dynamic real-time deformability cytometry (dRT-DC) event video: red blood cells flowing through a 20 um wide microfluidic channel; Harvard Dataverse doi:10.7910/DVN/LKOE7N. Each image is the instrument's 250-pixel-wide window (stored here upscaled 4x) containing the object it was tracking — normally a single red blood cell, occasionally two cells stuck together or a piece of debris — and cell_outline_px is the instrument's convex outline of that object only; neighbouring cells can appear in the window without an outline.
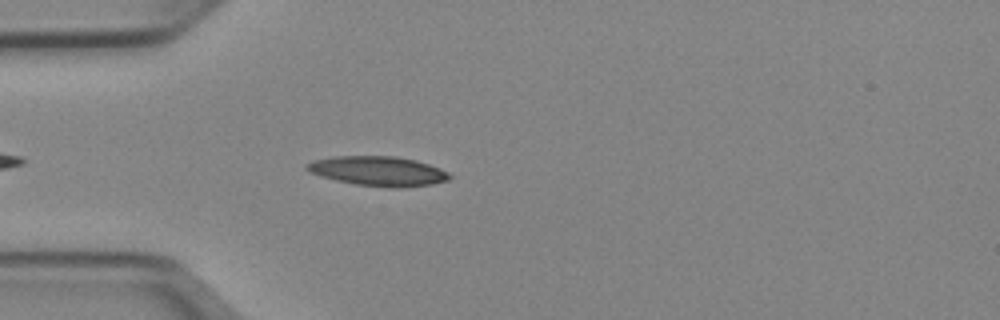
{"species": "Egyptian fruit bat (a non-hibernating species)", "species_latin": "Rousettus aegyptiacus", "temperature_condition": "cold", "stored_images_in_passage": 39, "camera_frame_rate_fps": 3000, "um_per_image_px": 0.085, "animal": {"sex": "female"}, "frame": {"image": 1, "passage_image": 5, "time_ms": 1.333, "image_size_px": [1000, 320], "cell_outline_px": [[452, 176], [448, 180], [432, 184], [404, 188], [388, 188], [356, 184], [336, 180], [320, 176], [304, 168], [304, 164], [312, 160], [336, 156], [396, 156], [416, 160], [440, 168], [448, 172]], "centroid_in_image_um": [32.15, 14.54], "position_along_channel_um": 52.9, "area_um2": 24.8}}
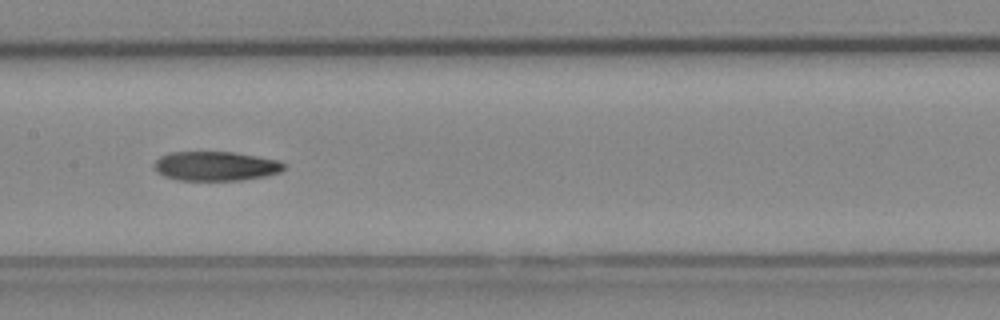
{"frame": {"image": 2, "passage_image": 16, "time_ms": 5.0, "image_size_px": [1000, 320], "cell_outline_px": [[288, 168], [280, 172], [264, 176], [240, 180], [176, 180], [164, 176], [156, 172], [152, 164], [160, 156], [168, 152], [236, 152], [280, 160]], "centroid_in_image_um": [18.33, 14.11], "position_along_channel_um": 189.1, "area_um2": 22.48}}
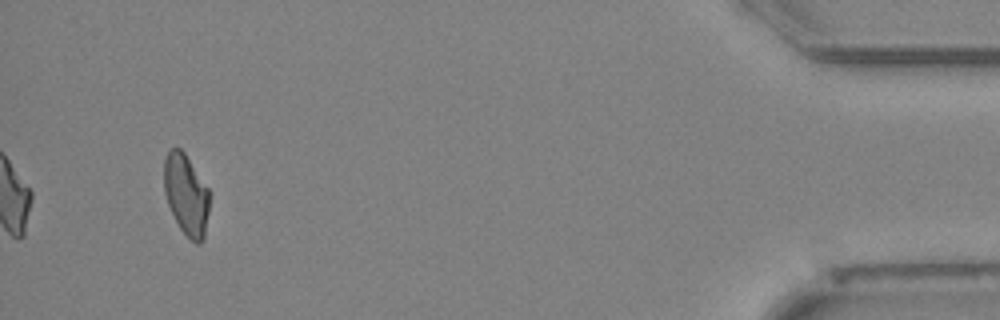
{"frame": {"image": 3, "passage_image": 39, "time_ms": 12.667, "image_size_px": [1000, 320], "cell_outline_px": [[208, 212], [204, 240], [200, 244], [196, 244], [180, 228], [168, 204], [164, 192], [164, 160], [168, 152], [172, 148], [180, 148], [184, 152], [208, 188]], "centroid_in_image_um": [15.82, 16.55], "position_along_channel_um": 419.4, "area_um2": 21.1}, "authors_computed_cell_mechanics": {"area_um2": 22.8888, "velocity_mm_per_s": 3.9583, "shape_relaxation_time_tau1_ms": 6.2996, "shape_relaxation_time_tau2_ms": 7.5479, "deformation_change_tau1": 0.1646, "deformation_change_tau2": 0.1733}}